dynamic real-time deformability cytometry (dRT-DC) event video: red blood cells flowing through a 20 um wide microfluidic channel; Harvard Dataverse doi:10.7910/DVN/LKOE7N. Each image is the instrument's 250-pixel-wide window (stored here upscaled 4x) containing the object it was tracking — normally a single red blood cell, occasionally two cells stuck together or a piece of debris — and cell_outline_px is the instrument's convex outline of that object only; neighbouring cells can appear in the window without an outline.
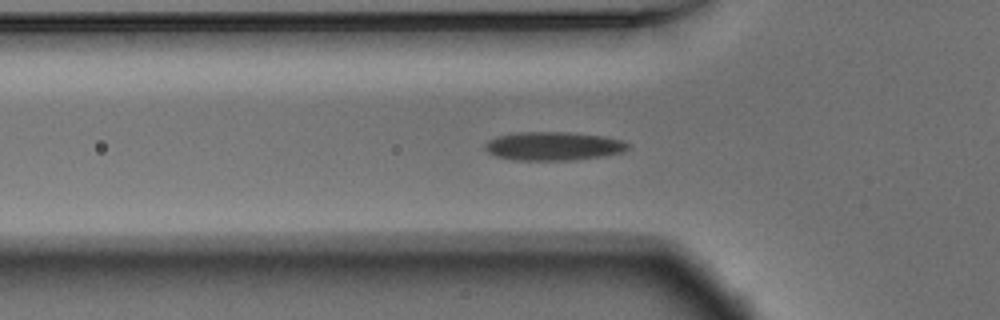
{"species": "Egyptian fruit bat (a non-hibernating species)", "species_latin": "Rousettus aegyptiacus", "temperature_condition": "warm", "stored_images_in_passage": 46, "camera_frame_rate_fps": 3000, "um_per_image_px": 0.085, "animal": {"sex": "male"}, "frame": {"image": 1, "passage_image": 9, "time_ms": 2.667, "image_size_px": [1000, 320], "cell_outline_px": [[632, 144], [624, 152], [604, 156], [572, 160], [516, 160], [496, 156], [488, 152], [484, 148], [484, 144], [488, 140], [496, 136], [516, 132], [568, 132], [604, 136], [624, 140]], "centroid_in_image_um": [47.07, 12.41], "position_along_channel_um": 78.7, "area_um2": 24.1}}
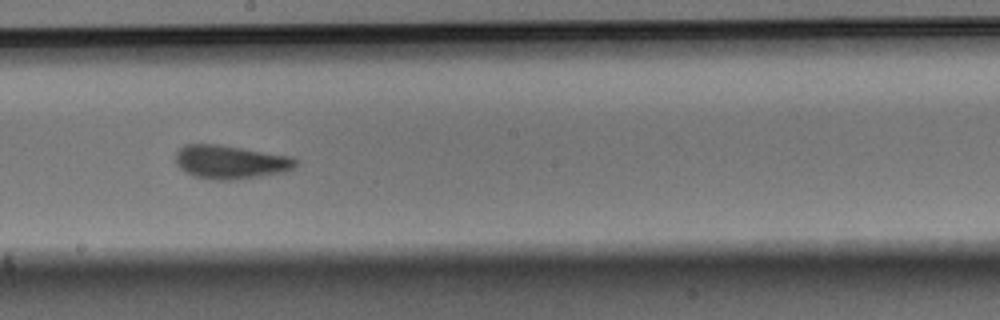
{"frame": {"image": 2, "passage_image": 21, "time_ms": 6.667, "image_size_px": [1000, 320], "cell_outline_px": [[300, 160], [292, 168], [284, 172], [236, 180], [216, 180], [192, 176], [180, 168], [176, 164], [176, 152], [184, 144], [220, 144], [292, 156]], "centroid_in_image_um": [19.6, 13.76], "position_along_channel_um": 228.6, "area_um2": 23.76}}
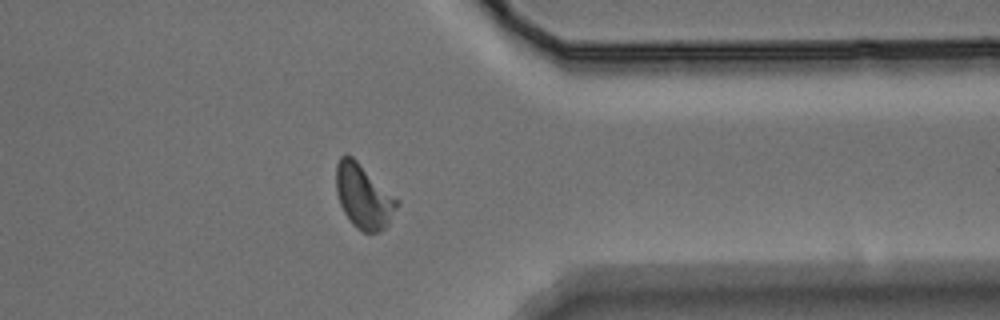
{"frame": {"image": 3, "passage_image": 34, "time_ms": 11.0, "image_size_px": [1000, 320], "cell_outline_px": [[400, 204], [388, 224], [380, 232], [364, 232], [356, 228], [352, 224], [344, 212], [340, 204], [336, 192], [336, 164], [340, 156], [344, 152], [348, 152], [400, 200]], "centroid_in_image_um": [30.9, 16.66], "position_along_channel_um": 380.5, "area_um2": 23.12}, "authors_computed_cell_mechanics": {"area_um2": 22.542, "velocity_mm_per_s": 3.7196, "shape_relaxation_time_tau1_ms": 5.1073, "shape_relaxation_time_tau2_ms": 1.181, "deformation_change_tau1": 0.1508, "deformation_change_tau2": 0.0687}}